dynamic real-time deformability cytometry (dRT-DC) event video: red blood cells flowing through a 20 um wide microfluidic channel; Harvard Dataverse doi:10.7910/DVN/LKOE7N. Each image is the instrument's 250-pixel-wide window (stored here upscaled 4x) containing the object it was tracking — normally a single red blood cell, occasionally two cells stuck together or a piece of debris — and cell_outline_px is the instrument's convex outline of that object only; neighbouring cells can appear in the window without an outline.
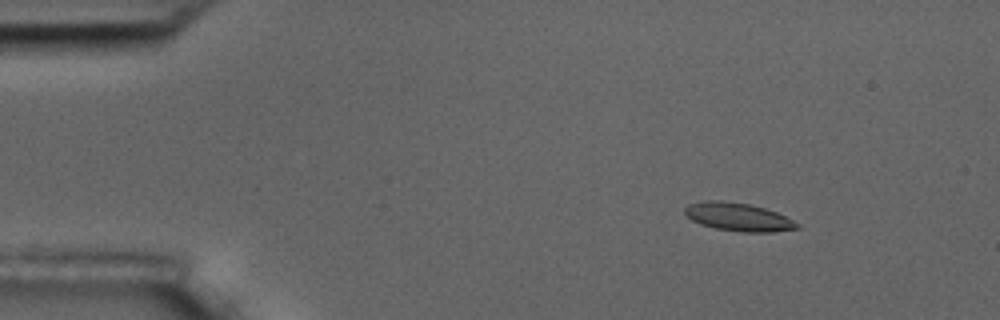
{"species": "common noctule bat (a hibernating species)", "species_latin": "Nyctalus noctula", "temperature_condition": "room temperature", "stored_images_in_passage": 9, "camera_frame_rate_fps": 3000, "um_per_image_px": 0.085, "animal": {"sex": "male", "body_mass_g": 17.5, "forearm_length_mm": 52.3}, "frame": {"image": 1, "passage_image": 3, "time_ms": 2.333, "image_size_px": [1000, 320], "cell_outline_px": [[800, 228], [772, 232], [744, 232], [716, 228], [700, 224], [692, 220], [684, 212], [684, 208], [688, 204], [704, 200], [720, 200], [748, 204], [764, 208], [776, 212], [800, 224]], "centroid_in_image_um": [62.74, 18.44], "position_along_channel_um": 22.3, "area_um2": 18.32}}
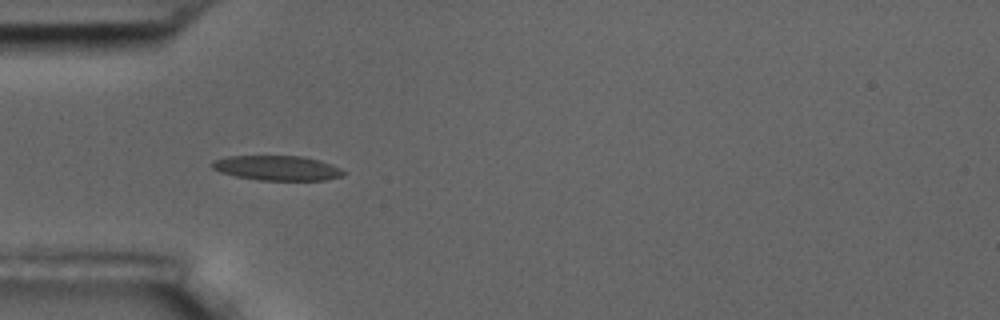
{"frame": {"image": 2, "passage_image": 6, "time_ms": 5.667, "image_size_px": [1000, 320], "cell_outline_px": [[344, 176], [324, 180], [256, 180], [236, 176], [220, 172], [212, 168], [212, 160], [228, 156], [300, 156], [320, 160], [332, 164], [340, 168], [344, 172]], "centroid_in_image_um": [23.56, 14.28], "position_along_channel_um": 61.4, "area_um2": 19.02}}
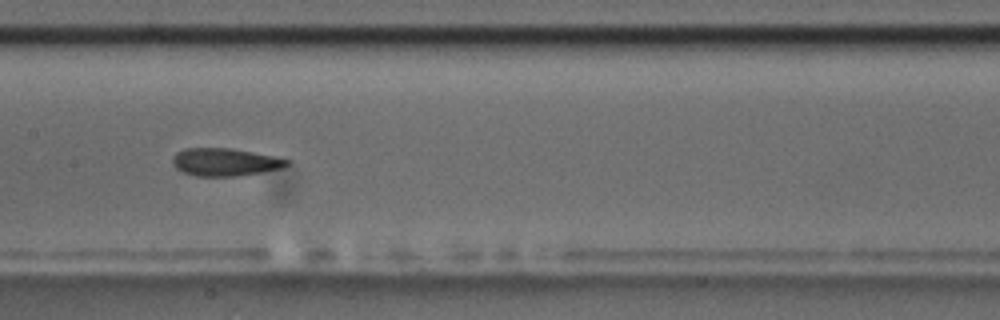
{"frame": {"image": 3, "passage_image": 9, "time_ms": 9.333, "image_size_px": [1000, 320], "cell_outline_px": [[288, 164], [284, 168], [264, 172], [236, 176], [196, 176], [184, 172], [176, 168], [172, 164], [172, 156], [176, 152], [184, 148], [232, 148], [272, 156], [288, 160]], "centroid_in_image_um": [19.09, 13.77], "position_along_channel_um": 188.3, "area_um2": 18.5}}